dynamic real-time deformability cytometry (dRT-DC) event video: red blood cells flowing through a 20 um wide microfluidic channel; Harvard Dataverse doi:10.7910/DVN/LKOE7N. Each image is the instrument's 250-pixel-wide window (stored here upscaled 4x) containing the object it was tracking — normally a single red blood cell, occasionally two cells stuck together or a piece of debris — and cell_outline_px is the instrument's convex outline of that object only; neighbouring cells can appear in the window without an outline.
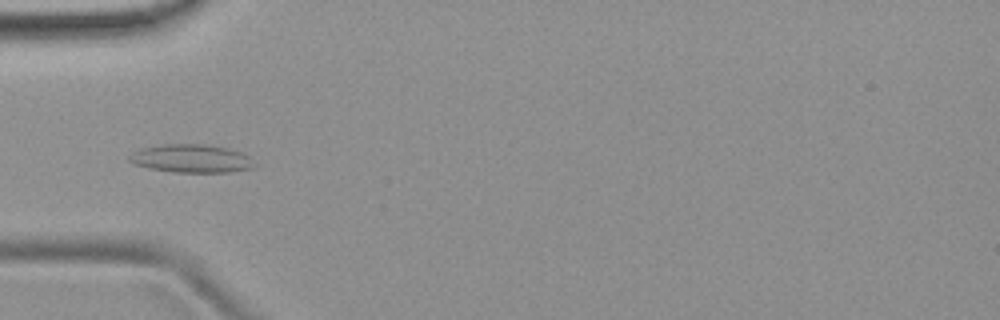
{"species": "common noctule bat (a hibernating species)", "species_latin": "Nyctalus noctula", "temperature_condition": "room temperature", "stored_images_in_passage": 51, "camera_frame_rate_fps": 3000, "um_per_image_px": 0.085, "animal": {"sex": "female", "body_mass_g": 19.9}, "frame": {"image": 1, "passage_image": 16, "time_ms": 5.0, "image_size_px": [1000, 320], "cell_outline_px": [[256, 168], [232, 172], [172, 172], [148, 168], [136, 164], [128, 160], [128, 156], [132, 152], [140, 148], [164, 144], [204, 144], [228, 148], [240, 152], [248, 156], [256, 164]], "centroid_in_image_um": [16.28, 13.48], "position_along_channel_um": 68.7, "area_um2": 20.75}}
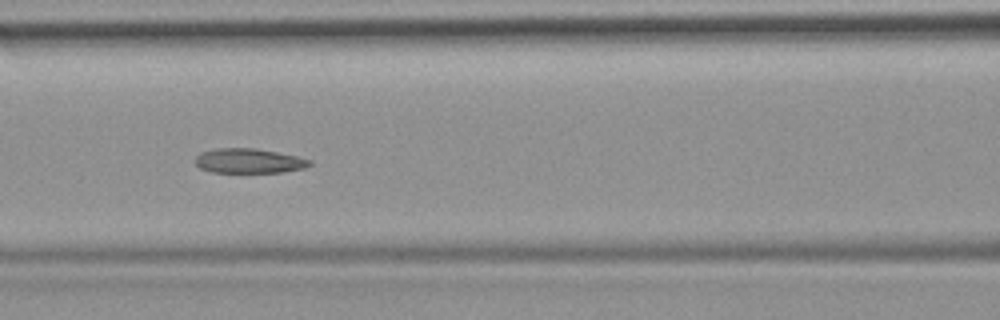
{"frame": {"image": 2, "passage_image": 22, "time_ms": 7.0, "image_size_px": [1000, 320], "cell_outline_px": [[312, 164], [304, 168], [284, 172], [212, 172], [200, 168], [196, 164], [196, 156], [200, 152], [216, 148], [256, 148], [296, 156], [312, 160]], "centroid_in_image_um": [21.16, 13.67], "position_along_channel_um": 145.4, "area_um2": 16.42}}
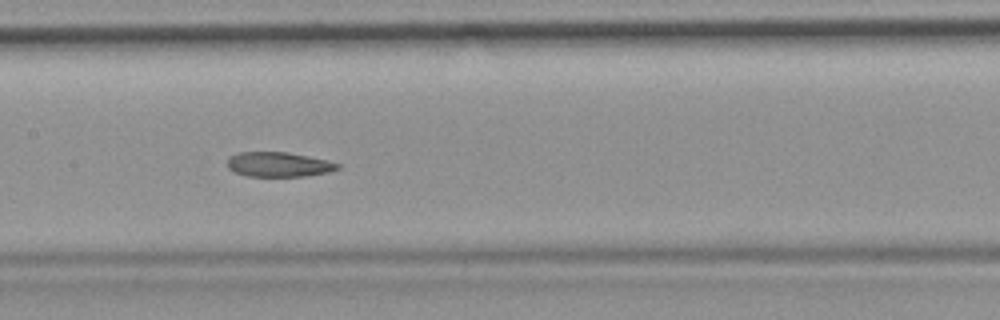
{"frame": {"image": 3, "passage_image": 25, "time_ms": 8.0, "image_size_px": [1000, 320], "cell_outline_px": [[340, 168], [328, 172], [304, 176], [248, 176], [236, 172], [228, 168], [228, 156], [236, 152], [288, 152], [308, 156], [340, 164]], "centroid_in_image_um": [23.65, 13.97], "position_along_channel_um": 183.7, "area_um2": 15.78}, "authors_computed_cell_mechanics": {"area_um2": 17.6868, "velocity_mm_per_s": 3.8441, "shape_relaxation_time_tau1_ms": null, "shape_relaxation_time_tau2_ms": 3.1663, "deformation_change_tau1": null, "deformation_change_tau2": 0.0905}}